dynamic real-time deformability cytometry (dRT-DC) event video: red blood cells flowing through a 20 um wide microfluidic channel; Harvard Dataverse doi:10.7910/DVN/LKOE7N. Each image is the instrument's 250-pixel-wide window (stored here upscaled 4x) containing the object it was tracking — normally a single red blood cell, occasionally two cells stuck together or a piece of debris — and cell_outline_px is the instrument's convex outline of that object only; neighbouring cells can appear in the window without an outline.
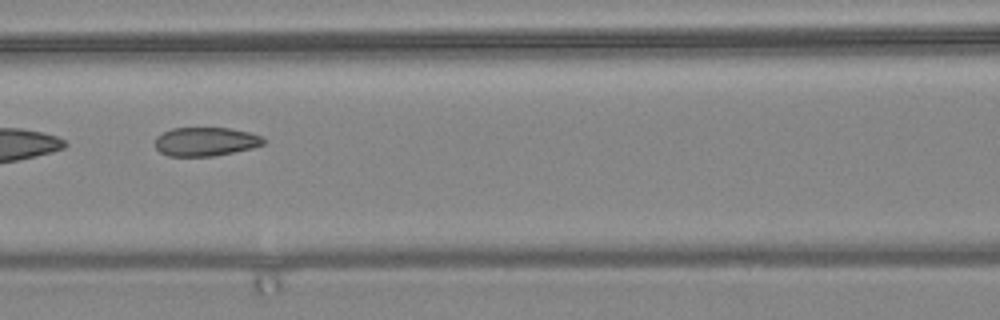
{"species": "common noctule bat (a hibernating species)", "species_latin": "Nyctalus noctula", "temperature_condition": "warm", "stored_images_in_passage": 10, "camera_frame_rate_fps": 3000, "um_per_image_px": 0.085, "animal": {"sex": "female", "body_mass_g": 24.6, "forearm_length_mm": 56.2}, "frame": {"image": 1, "passage_image": 7, "time_ms": 2.0, "image_size_px": [1000, 320], "cell_outline_px": [[264, 144], [252, 148], [212, 156], [168, 156], [160, 152], [156, 148], [156, 136], [172, 128], [228, 128], [248, 132], [260, 136], [264, 140]], "centroid_in_image_um": [17.45, 12.04], "position_along_channel_um": 149.2, "area_um2": 17.98}}
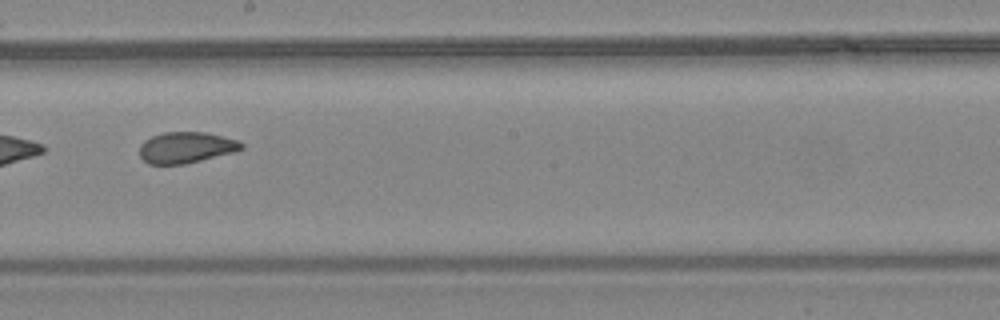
{"frame": {"image": 2, "passage_image": 9, "time_ms": 2.667, "image_size_px": [1000, 320], "cell_outline_px": [[244, 148], [236, 152], [184, 164], [148, 164], [140, 156], [140, 144], [144, 140], [152, 136], [164, 132], [204, 132], [236, 140], [244, 144]], "centroid_in_image_um": [15.81, 12.54], "position_along_channel_um": 232.4, "area_um2": 18.44}}